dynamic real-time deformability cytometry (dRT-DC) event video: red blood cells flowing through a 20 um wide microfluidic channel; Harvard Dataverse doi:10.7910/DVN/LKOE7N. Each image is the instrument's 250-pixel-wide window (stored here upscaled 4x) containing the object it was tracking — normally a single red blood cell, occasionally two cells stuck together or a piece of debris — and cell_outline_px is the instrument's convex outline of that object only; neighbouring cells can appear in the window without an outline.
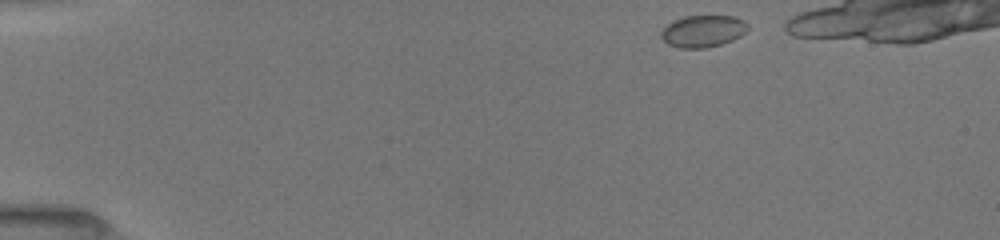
{"species": "common noctule bat (a hibernating species)", "species_latin": "Nyctalus noctula", "temperature_condition": "room temperature", "stored_images_in_passage": 38, "camera_frame_rate_fps": 3000, "um_per_image_px": 0.085, "animal": {"sex": "female", "body_mass_g": 19.5, "forearm_length_mm": 54.1}, "frame": {"image": 1, "passage_image": 1, "time_ms": 0.0, "image_size_px": [1000, 240], "cell_outline_px": [[748, 28], [740, 36], [732, 40], [720, 44], [704, 48], [680, 48], [668, 44], [660, 36], [660, 32], [672, 20], [684, 16], [732, 16], [744, 20], [748, 24]], "centroid_in_image_um": [59.73, 2.64], "position_along_channel_um": 25.3, "area_um2": 16.07}}
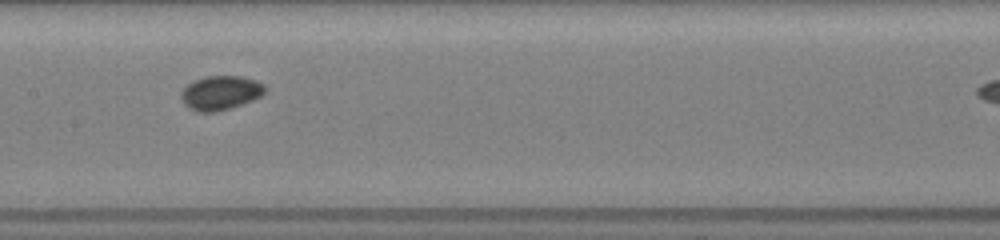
{"frame": {"image": 2, "passage_image": 20, "time_ms": 6.333, "image_size_px": [1000, 240], "cell_outline_px": [[268, 88], [260, 96], [252, 100], [232, 108], [216, 112], [196, 112], [188, 108], [184, 104], [180, 96], [180, 92], [188, 84], [196, 80], [208, 76], [240, 76], [264, 84]], "centroid_in_image_um": [18.73, 7.91], "position_along_channel_um": 188.7, "area_um2": 16.7}}
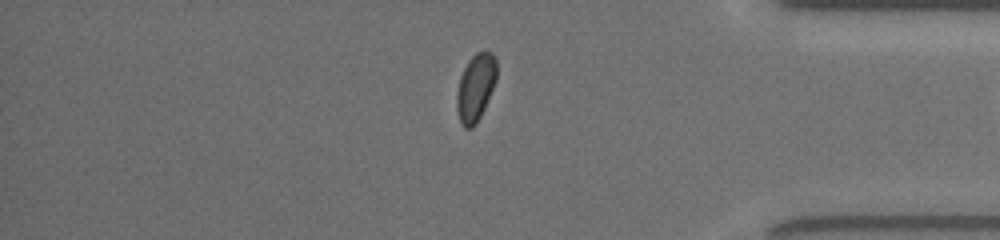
{"frame": {"image": 3, "passage_image": 37, "time_ms": 12.0, "image_size_px": [1000, 240], "cell_outline_px": [[496, 80], [484, 108], [476, 124], [472, 128], [464, 128], [460, 124], [456, 108], [456, 92], [460, 76], [468, 60], [476, 52], [492, 52], [496, 60]], "centroid_in_image_um": [40.39, 7.45], "position_along_channel_um": 394.8, "area_um2": 15.66}}